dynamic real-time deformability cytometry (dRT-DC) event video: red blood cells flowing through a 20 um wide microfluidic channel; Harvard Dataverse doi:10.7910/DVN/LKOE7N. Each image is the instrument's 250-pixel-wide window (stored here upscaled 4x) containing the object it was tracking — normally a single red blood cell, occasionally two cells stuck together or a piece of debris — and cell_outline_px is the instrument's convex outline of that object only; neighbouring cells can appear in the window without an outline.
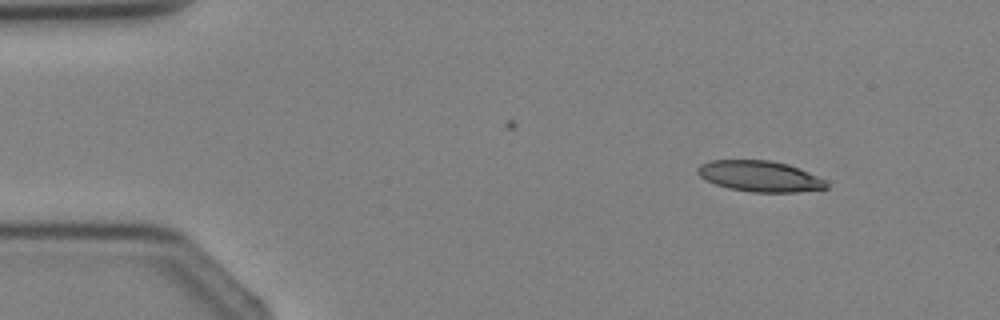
{"species": "Egyptian fruit bat (a non-hibernating species)", "species_latin": "Rousettus aegyptiacus", "temperature_condition": "cold", "stored_images_in_passage": 3, "camera_frame_rate_fps": 3000, "um_per_image_px": 0.085, "animal": {"sex": "female"}, "frame": {"image": 1, "passage_image": 1, "time_ms": 0.0, "image_size_px": [1000, 320], "cell_outline_px": [[828, 188], [796, 192], [752, 192], [728, 188], [716, 184], [700, 176], [696, 172], [696, 168], [700, 164], [712, 160], [768, 160], [788, 164], [828, 180]], "centroid_in_image_um": [64.6, 14.98], "position_along_channel_um": 20.4, "area_um2": 23.18}}
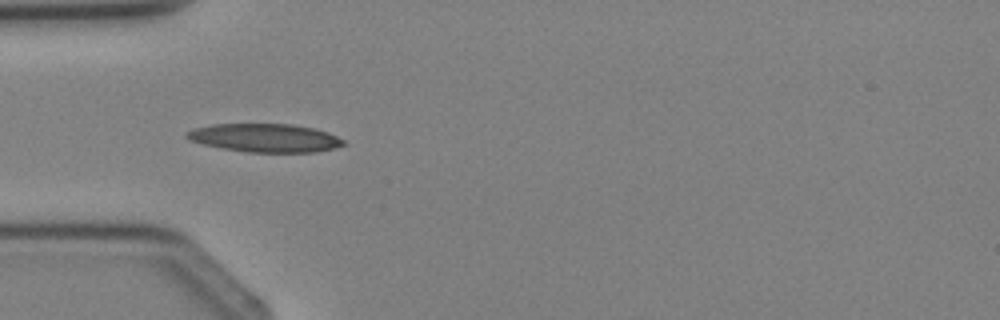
{"frame": {"image": 2, "passage_image": 3, "time_ms": 2.333, "image_size_px": [1000, 320], "cell_outline_px": [[348, 144], [316, 152], [248, 152], [224, 148], [204, 144], [188, 140], [184, 136], [184, 132], [192, 128], [212, 124], [292, 124], [316, 128], [328, 132], [344, 140]], "centroid_in_image_um": [22.51, 11.71], "position_along_channel_um": 62.5, "area_um2": 26.07}}